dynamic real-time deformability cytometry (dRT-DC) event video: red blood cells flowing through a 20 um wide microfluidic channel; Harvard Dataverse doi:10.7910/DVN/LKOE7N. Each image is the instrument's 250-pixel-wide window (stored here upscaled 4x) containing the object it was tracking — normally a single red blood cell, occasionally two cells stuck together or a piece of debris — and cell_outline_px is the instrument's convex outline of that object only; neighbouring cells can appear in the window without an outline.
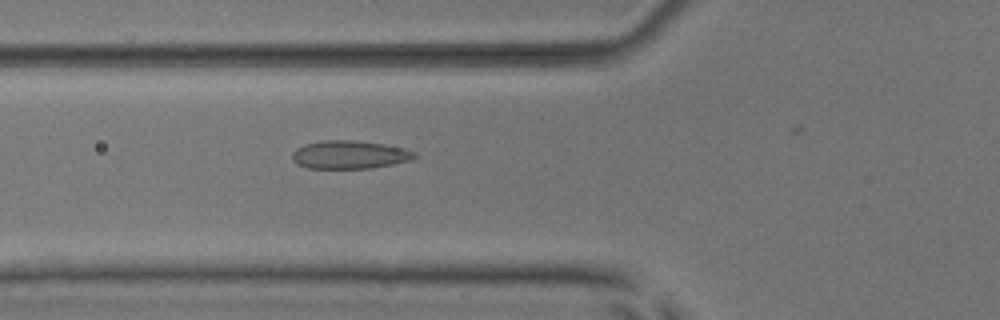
{"species": "common noctule bat (a hibernating species)", "species_latin": "Nyctalus noctula", "temperature_condition": "room temperature", "stored_images_in_passage": 18, "camera_frame_rate_fps": 3000, "um_per_image_px": 0.085, "animal": {"sex": "male", "body_mass_g": 17.9, "forearm_length_mm": 54.2}, "frame": {"image": 1, "passage_image": 15, "time_ms": 4.667, "image_size_px": [1000, 320], "cell_outline_px": [[416, 156], [412, 160], [372, 168], [308, 168], [296, 164], [292, 160], [292, 152], [296, 148], [304, 144], [324, 140], [352, 140], [384, 144], [404, 148], [416, 152]], "centroid_in_image_um": [29.69, 13.15], "position_along_channel_um": 96.1, "area_um2": 20.17}}